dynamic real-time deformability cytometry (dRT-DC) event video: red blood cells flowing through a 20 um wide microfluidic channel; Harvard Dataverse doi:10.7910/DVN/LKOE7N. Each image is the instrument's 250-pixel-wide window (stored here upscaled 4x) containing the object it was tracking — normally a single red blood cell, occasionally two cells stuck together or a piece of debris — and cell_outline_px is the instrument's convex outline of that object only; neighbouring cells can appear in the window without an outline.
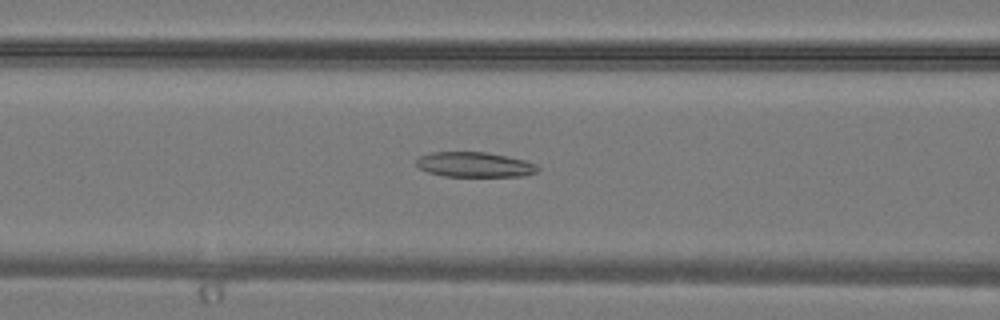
{"species": "common noctule bat (a hibernating species)", "species_latin": "Nyctalus noctula", "temperature_condition": "warm", "stored_images_in_passage": 28, "camera_frame_rate_fps": 3000, "um_per_image_px": 0.085, "animal": {"sex": "male", "body_mass_g": 19.2, "forearm_length_mm": 51.8}, "frame": {"image": 1, "passage_image": 8, "time_ms": 2.333, "image_size_px": [1000, 320], "cell_outline_px": [[540, 168], [536, 172], [524, 176], [444, 176], [428, 172], [420, 168], [416, 164], [416, 160], [420, 156], [432, 152], [484, 152], [524, 160], [536, 164]], "centroid_in_image_um": [40.33, 13.99], "position_along_channel_um": 126.3, "area_um2": 17.51}}
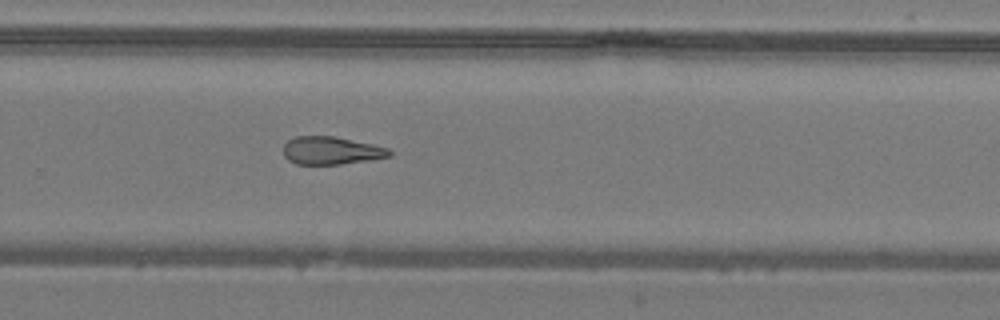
{"frame": {"image": 2, "passage_image": 17, "time_ms": 5.333, "image_size_px": [1000, 320], "cell_outline_px": [[392, 156], [372, 160], [340, 164], [296, 164], [288, 160], [284, 156], [284, 144], [288, 140], [296, 136], [336, 136], [372, 144], [388, 148], [392, 152]], "centroid_in_image_um": [28.17, 12.8], "position_along_channel_um": 301.6, "area_um2": 17.34}}
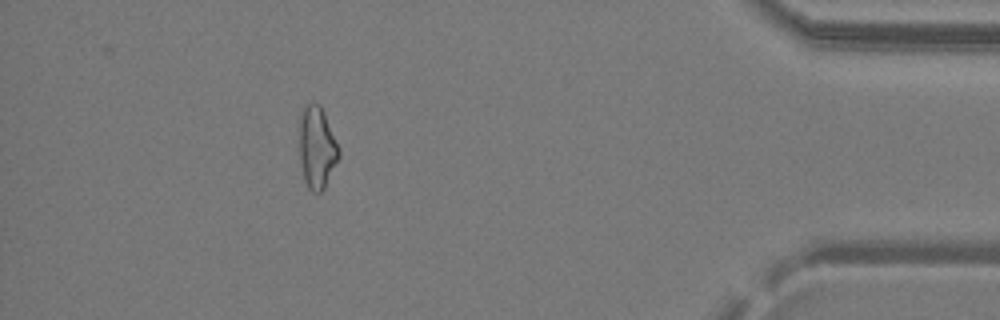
{"frame": {"image": 3, "passage_image": 25, "time_ms": 8.0, "image_size_px": [1000, 320], "cell_outline_px": [[340, 156], [324, 188], [320, 192], [312, 192], [308, 188], [304, 180], [300, 164], [300, 108], [304, 104], [312, 100], [320, 104], [340, 148]], "centroid_in_image_um": [26.93, 12.48], "position_along_channel_um": 408.3, "area_um2": 19.19}}